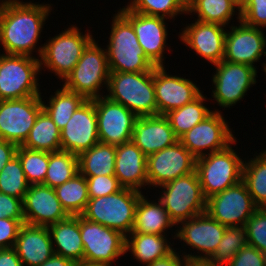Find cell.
<instances>
[{
  "label": "cell",
  "mask_w": 266,
  "mask_h": 266,
  "mask_svg": "<svg viewBox=\"0 0 266 266\" xmlns=\"http://www.w3.org/2000/svg\"><path fill=\"white\" fill-rule=\"evenodd\" d=\"M50 10L49 4L2 0L0 44L6 54L32 56Z\"/></svg>",
  "instance_id": "1"
},
{
  "label": "cell",
  "mask_w": 266,
  "mask_h": 266,
  "mask_svg": "<svg viewBox=\"0 0 266 266\" xmlns=\"http://www.w3.org/2000/svg\"><path fill=\"white\" fill-rule=\"evenodd\" d=\"M106 95L137 117L157 115L154 69L145 72H110Z\"/></svg>",
  "instance_id": "2"
},
{
  "label": "cell",
  "mask_w": 266,
  "mask_h": 266,
  "mask_svg": "<svg viewBox=\"0 0 266 266\" xmlns=\"http://www.w3.org/2000/svg\"><path fill=\"white\" fill-rule=\"evenodd\" d=\"M115 14L107 45L110 72L152 71L155 65L146 57L132 24L119 12Z\"/></svg>",
  "instance_id": "3"
},
{
  "label": "cell",
  "mask_w": 266,
  "mask_h": 266,
  "mask_svg": "<svg viewBox=\"0 0 266 266\" xmlns=\"http://www.w3.org/2000/svg\"><path fill=\"white\" fill-rule=\"evenodd\" d=\"M141 195V191L123 188L110 195L89 198L81 216L128 236L132 232L135 210Z\"/></svg>",
  "instance_id": "4"
},
{
  "label": "cell",
  "mask_w": 266,
  "mask_h": 266,
  "mask_svg": "<svg viewBox=\"0 0 266 266\" xmlns=\"http://www.w3.org/2000/svg\"><path fill=\"white\" fill-rule=\"evenodd\" d=\"M234 151L230 144L224 150L196 158L195 171L206 199L242 180L244 161Z\"/></svg>",
  "instance_id": "5"
},
{
  "label": "cell",
  "mask_w": 266,
  "mask_h": 266,
  "mask_svg": "<svg viewBox=\"0 0 266 266\" xmlns=\"http://www.w3.org/2000/svg\"><path fill=\"white\" fill-rule=\"evenodd\" d=\"M109 68L106 49H102L93 39L83 50L81 58L73 70L65 77L63 87L92 100L100 95V87L108 85ZM104 83V84H103Z\"/></svg>",
  "instance_id": "6"
},
{
  "label": "cell",
  "mask_w": 266,
  "mask_h": 266,
  "mask_svg": "<svg viewBox=\"0 0 266 266\" xmlns=\"http://www.w3.org/2000/svg\"><path fill=\"white\" fill-rule=\"evenodd\" d=\"M40 71V59L34 56L0 54V100L40 96Z\"/></svg>",
  "instance_id": "7"
},
{
  "label": "cell",
  "mask_w": 266,
  "mask_h": 266,
  "mask_svg": "<svg viewBox=\"0 0 266 266\" xmlns=\"http://www.w3.org/2000/svg\"><path fill=\"white\" fill-rule=\"evenodd\" d=\"M79 30L73 25L49 39L41 48L39 47L37 50L41 57L40 69L44 65V68L50 69L63 82L78 63L83 50L93 40L90 32L83 35Z\"/></svg>",
  "instance_id": "8"
},
{
  "label": "cell",
  "mask_w": 266,
  "mask_h": 266,
  "mask_svg": "<svg viewBox=\"0 0 266 266\" xmlns=\"http://www.w3.org/2000/svg\"><path fill=\"white\" fill-rule=\"evenodd\" d=\"M160 187L164 190L158 200L162 202L175 225L206 212L207 199L203 195L196 171Z\"/></svg>",
  "instance_id": "9"
},
{
  "label": "cell",
  "mask_w": 266,
  "mask_h": 266,
  "mask_svg": "<svg viewBox=\"0 0 266 266\" xmlns=\"http://www.w3.org/2000/svg\"><path fill=\"white\" fill-rule=\"evenodd\" d=\"M79 226L84 246L83 262L112 266L116 258L126 253V236L120 231L79 216Z\"/></svg>",
  "instance_id": "10"
},
{
  "label": "cell",
  "mask_w": 266,
  "mask_h": 266,
  "mask_svg": "<svg viewBox=\"0 0 266 266\" xmlns=\"http://www.w3.org/2000/svg\"><path fill=\"white\" fill-rule=\"evenodd\" d=\"M42 110L41 95L0 100V139L22 146Z\"/></svg>",
  "instance_id": "11"
},
{
  "label": "cell",
  "mask_w": 266,
  "mask_h": 266,
  "mask_svg": "<svg viewBox=\"0 0 266 266\" xmlns=\"http://www.w3.org/2000/svg\"><path fill=\"white\" fill-rule=\"evenodd\" d=\"M257 209L242 180L206 201V212L226 227L245 226Z\"/></svg>",
  "instance_id": "12"
},
{
  "label": "cell",
  "mask_w": 266,
  "mask_h": 266,
  "mask_svg": "<svg viewBox=\"0 0 266 266\" xmlns=\"http://www.w3.org/2000/svg\"><path fill=\"white\" fill-rule=\"evenodd\" d=\"M179 142L195 157L218 152L234 145L236 138L233 136L228 122L220 111H213L203 121L193 126L188 132L179 138ZM204 150V151H203Z\"/></svg>",
  "instance_id": "13"
},
{
  "label": "cell",
  "mask_w": 266,
  "mask_h": 266,
  "mask_svg": "<svg viewBox=\"0 0 266 266\" xmlns=\"http://www.w3.org/2000/svg\"><path fill=\"white\" fill-rule=\"evenodd\" d=\"M216 67L212 82L213 98L219 106L227 108L240 101L252 85L256 84V67L222 60Z\"/></svg>",
  "instance_id": "14"
},
{
  "label": "cell",
  "mask_w": 266,
  "mask_h": 266,
  "mask_svg": "<svg viewBox=\"0 0 266 266\" xmlns=\"http://www.w3.org/2000/svg\"><path fill=\"white\" fill-rule=\"evenodd\" d=\"M99 140L118 146L132 140L137 116L122 104L106 96L94 99Z\"/></svg>",
  "instance_id": "15"
},
{
  "label": "cell",
  "mask_w": 266,
  "mask_h": 266,
  "mask_svg": "<svg viewBox=\"0 0 266 266\" xmlns=\"http://www.w3.org/2000/svg\"><path fill=\"white\" fill-rule=\"evenodd\" d=\"M196 158L179 141L147 157L148 186H160L195 172Z\"/></svg>",
  "instance_id": "16"
},
{
  "label": "cell",
  "mask_w": 266,
  "mask_h": 266,
  "mask_svg": "<svg viewBox=\"0 0 266 266\" xmlns=\"http://www.w3.org/2000/svg\"><path fill=\"white\" fill-rule=\"evenodd\" d=\"M61 150L79 155L99 140L94 99L86 100L60 130Z\"/></svg>",
  "instance_id": "17"
},
{
  "label": "cell",
  "mask_w": 266,
  "mask_h": 266,
  "mask_svg": "<svg viewBox=\"0 0 266 266\" xmlns=\"http://www.w3.org/2000/svg\"><path fill=\"white\" fill-rule=\"evenodd\" d=\"M237 18L239 26L226 32L223 60L255 67L262 55L266 57V37L262 29L245 24L239 13Z\"/></svg>",
  "instance_id": "18"
},
{
  "label": "cell",
  "mask_w": 266,
  "mask_h": 266,
  "mask_svg": "<svg viewBox=\"0 0 266 266\" xmlns=\"http://www.w3.org/2000/svg\"><path fill=\"white\" fill-rule=\"evenodd\" d=\"M180 229L174 237L183 240L188 246L197 249L204 255L184 254L186 258L208 259L218 247L226 226L213 219L207 212L196 215L191 219L180 222Z\"/></svg>",
  "instance_id": "19"
},
{
  "label": "cell",
  "mask_w": 266,
  "mask_h": 266,
  "mask_svg": "<svg viewBox=\"0 0 266 266\" xmlns=\"http://www.w3.org/2000/svg\"><path fill=\"white\" fill-rule=\"evenodd\" d=\"M133 26L146 57L155 65L163 66L167 29L165 18L131 11L127 6L119 11Z\"/></svg>",
  "instance_id": "20"
},
{
  "label": "cell",
  "mask_w": 266,
  "mask_h": 266,
  "mask_svg": "<svg viewBox=\"0 0 266 266\" xmlns=\"http://www.w3.org/2000/svg\"><path fill=\"white\" fill-rule=\"evenodd\" d=\"M154 87L160 115L192 102L202 93L191 80L167 74L164 65L154 67Z\"/></svg>",
  "instance_id": "21"
},
{
  "label": "cell",
  "mask_w": 266,
  "mask_h": 266,
  "mask_svg": "<svg viewBox=\"0 0 266 266\" xmlns=\"http://www.w3.org/2000/svg\"><path fill=\"white\" fill-rule=\"evenodd\" d=\"M23 214L25 224L47 227L69 216L54 188L43 184L29 185L23 200Z\"/></svg>",
  "instance_id": "22"
},
{
  "label": "cell",
  "mask_w": 266,
  "mask_h": 266,
  "mask_svg": "<svg viewBox=\"0 0 266 266\" xmlns=\"http://www.w3.org/2000/svg\"><path fill=\"white\" fill-rule=\"evenodd\" d=\"M225 26L217 23L195 21L184 28L179 34L183 44L190 47L198 55L213 65L224 58L226 32Z\"/></svg>",
  "instance_id": "23"
},
{
  "label": "cell",
  "mask_w": 266,
  "mask_h": 266,
  "mask_svg": "<svg viewBox=\"0 0 266 266\" xmlns=\"http://www.w3.org/2000/svg\"><path fill=\"white\" fill-rule=\"evenodd\" d=\"M179 139L165 115L138 117L134 124L132 142L148 157L166 147L174 145Z\"/></svg>",
  "instance_id": "24"
},
{
  "label": "cell",
  "mask_w": 266,
  "mask_h": 266,
  "mask_svg": "<svg viewBox=\"0 0 266 266\" xmlns=\"http://www.w3.org/2000/svg\"><path fill=\"white\" fill-rule=\"evenodd\" d=\"M23 266H39L55 253L47 226L23 224L14 246Z\"/></svg>",
  "instance_id": "25"
},
{
  "label": "cell",
  "mask_w": 266,
  "mask_h": 266,
  "mask_svg": "<svg viewBox=\"0 0 266 266\" xmlns=\"http://www.w3.org/2000/svg\"><path fill=\"white\" fill-rule=\"evenodd\" d=\"M115 176L124 188L140 191L148 185L147 156L132 140L116 146Z\"/></svg>",
  "instance_id": "26"
},
{
  "label": "cell",
  "mask_w": 266,
  "mask_h": 266,
  "mask_svg": "<svg viewBox=\"0 0 266 266\" xmlns=\"http://www.w3.org/2000/svg\"><path fill=\"white\" fill-rule=\"evenodd\" d=\"M48 229L55 254L77 263L83 262L84 246L80 234L79 216H68L64 220L49 225Z\"/></svg>",
  "instance_id": "27"
},
{
  "label": "cell",
  "mask_w": 266,
  "mask_h": 266,
  "mask_svg": "<svg viewBox=\"0 0 266 266\" xmlns=\"http://www.w3.org/2000/svg\"><path fill=\"white\" fill-rule=\"evenodd\" d=\"M150 202L143 194L137 203L131 233L165 235V230L175 226L162 202Z\"/></svg>",
  "instance_id": "28"
},
{
  "label": "cell",
  "mask_w": 266,
  "mask_h": 266,
  "mask_svg": "<svg viewBox=\"0 0 266 266\" xmlns=\"http://www.w3.org/2000/svg\"><path fill=\"white\" fill-rule=\"evenodd\" d=\"M128 235L126 236V252L130 250L135 257L134 259L146 266L174 251L165 235L143 233H130Z\"/></svg>",
  "instance_id": "29"
},
{
  "label": "cell",
  "mask_w": 266,
  "mask_h": 266,
  "mask_svg": "<svg viewBox=\"0 0 266 266\" xmlns=\"http://www.w3.org/2000/svg\"><path fill=\"white\" fill-rule=\"evenodd\" d=\"M116 146L98 142L78 155L79 173L83 176L115 175Z\"/></svg>",
  "instance_id": "30"
},
{
  "label": "cell",
  "mask_w": 266,
  "mask_h": 266,
  "mask_svg": "<svg viewBox=\"0 0 266 266\" xmlns=\"http://www.w3.org/2000/svg\"><path fill=\"white\" fill-rule=\"evenodd\" d=\"M22 147L49 153L61 150L60 129L44 109L38 114Z\"/></svg>",
  "instance_id": "31"
},
{
  "label": "cell",
  "mask_w": 266,
  "mask_h": 266,
  "mask_svg": "<svg viewBox=\"0 0 266 266\" xmlns=\"http://www.w3.org/2000/svg\"><path fill=\"white\" fill-rule=\"evenodd\" d=\"M205 100L201 93L192 102L165 114L178 139L213 112L205 106Z\"/></svg>",
  "instance_id": "32"
},
{
  "label": "cell",
  "mask_w": 266,
  "mask_h": 266,
  "mask_svg": "<svg viewBox=\"0 0 266 266\" xmlns=\"http://www.w3.org/2000/svg\"><path fill=\"white\" fill-rule=\"evenodd\" d=\"M62 208L69 216H80L89 201L86 178L78 173L54 188Z\"/></svg>",
  "instance_id": "33"
},
{
  "label": "cell",
  "mask_w": 266,
  "mask_h": 266,
  "mask_svg": "<svg viewBox=\"0 0 266 266\" xmlns=\"http://www.w3.org/2000/svg\"><path fill=\"white\" fill-rule=\"evenodd\" d=\"M235 9L240 8L231 0H190L187 3V13H197L198 21L217 23L226 27L234 16Z\"/></svg>",
  "instance_id": "34"
},
{
  "label": "cell",
  "mask_w": 266,
  "mask_h": 266,
  "mask_svg": "<svg viewBox=\"0 0 266 266\" xmlns=\"http://www.w3.org/2000/svg\"><path fill=\"white\" fill-rule=\"evenodd\" d=\"M260 154V155H259ZM243 163L242 181L258 208H266V153Z\"/></svg>",
  "instance_id": "35"
},
{
  "label": "cell",
  "mask_w": 266,
  "mask_h": 266,
  "mask_svg": "<svg viewBox=\"0 0 266 266\" xmlns=\"http://www.w3.org/2000/svg\"><path fill=\"white\" fill-rule=\"evenodd\" d=\"M86 100L83 95L69 91L62 86L61 89L56 90L54 96L49 98V104H45L43 101L42 104L43 109L61 130Z\"/></svg>",
  "instance_id": "36"
},
{
  "label": "cell",
  "mask_w": 266,
  "mask_h": 266,
  "mask_svg": "<svg viewBox=\"0 0 266 266\" xmlns=\"http://www.w3.org/2000/svg\"><path fill=\"white\" fill-rule=\"evenodd\" d=\"M78 173V155L63 150L50 152L43 185L55 188L72 179Z\"/></svg>",
  "instance_id": "37"
},
{
  "label": "cell",
  "mask_w": 266,
  "mask_h": 266,
  "mask_svg": "<svg viewBox=\"0 0 266 266\" xmlns=\"http://www.w3.org/2000/svg\"><path fill=\"white\" fill-rule=\"evenodd\" d=\"M247 245L248 239L245 226L226 227L218 247L208 259L218 265L226 266Z\"/></svg>",
  "instance_id": "38"
},
{
  "label": "cell",
  "mask_w": 266,
  "mask_h": 266,
  "mask_svg": "<svg viewBox=\"0 0 266 266\" xmlns=\"http://www.w3.org/2000/svg\"><path fill=\"white\" fill-rule=\"evenodd\" d=\"M16 156L19 158L28 184H43L47 174L49 152L30 150L18 146Z\"/></svg>",
  "instance_id": "39"
},
{
  "label": "cell",
  "mask_w": 266,
  "mask_h": 266,
  "mask_svg": "<svg viewBox=\"0 0 266 266\" xmlns=\"http://www.w3.org/2000/svg\"><path fill=\"white\" fill-rule=\"evenodd\" d=\"M127 7L136 13L149 16L169 17L174 19L178 14H187L184 0H131Z\"/></svg>",
  "instance_id": "40"
},
{
  "label": "cell",
  "mask_w": 266,
  "mask_h": 266,
  "mask_svg": "<svg viewBox=\"0 0 266 266\" xmlns=\"http://www.w3.org/2000/svg\"><path fill=\"white\" fill-rule=\"evenodd\" d=\"M28 188L19 158L15 156L0 172V192L24 200Z\"/></svg>",
  "instance_id": "41"
},
{
  "label": "cell",
  "mask_w": 266,
  "mask_h": 266,
  "mask_svg": "<svg viewBox=\"0 0 266 266\" xmlns=\"http://www.w3.org/2000/svg\"><path fill=\"white\" fill-rule=\"evenodd\" d=\"M248 245L266 254V208H258L245 224Z\"/></svg>",
  "instance_id": "42"
},
{
  "label": "cell",
  "mask_w": 266,
  "mask_h": 266,
  "mask_svg": "<svg viewBox=\"0 0 266 266\" xmlns=\"http://www.w3.org/2000/svg\"><path fill=\"white\" fill-rule=\"evenodd\" d=\"M87 182L89 198H98L113 194L124 187L115 175L84 176Z\"/></svg>",
  "instance_id": "43"
},
{
  "label": "cell",
  "mask_w": 266,
  "mask_h": 266,
  "mask_svg": "<svg viewBox=\"0 0 266 266\" xmlns=\"http://www.w3.org/2000/svg\"><path fill=\"white\" fill-rule=\"evenodd\" d=\"M240 18L249 26L266 27V0H247L240 10Z\"/></svg>",
  "instance_id": "44"
},
{
  "label": "cell",
  "mask_w": 266,
  "mask_h": 266,
  "mask_svg": "<svg viewBox=\"0 0 266 266\" xmlns=\"http://www.w3.org/2000/svg\"><path fill=\"white\" fill-rule=\"evenodd\" d=\"M227 266H266V254L247 245L232 258Z\"/></svg>",
  "instance_id": "45"
},
{
  "label": "cell",
  "mask_w": 266,
  "mask_h": 266,
  "mask_svg": "<svg viewBox=\"0 0 266 266\" xmlns=\"http://www.w3.org/2000/svg\"><path fill=\"white\" fill-rule=\"evenodd\" d=\"M24 219L0 218V249L15 246Z\"/></svg>",
  "instance_id": "46"
},
{
  "label": "cell",
  "mask_w": 266,
  "mask_h": 266,
  "mask_svg": "<svg viewBox=\"0 0 266 266\" xmlns=\"http://www.w3.org/2000/svg\"><path fill=\"white\" fill-rule=\"evenodd\" d=\"M0 218L24 219L23 200L0 192Z\"/></svg>",
  "instance_id": "47"
},
{
  "label": "cell",
  "mask_w": 266,
  "mask_h": 266,
  "mask_svg": "<svg viewBox=\"0 0 266 266\" xmlns=\"http://www.w3.org/2000/svg\"><path fill=\"white\" fill-rule=\"evenodd\" d=\"M17 148L16 144L0 139V172L16 156Z\"/></svg>",
  "instance_id": "48"
},
{
  "label": "cell",
  "mask_w": 266,
  "mask_h": 266,
  "mask_svg": "<svg viewBox=\"0 0 266 266\" xmlns=\"http://www.w3.org/2000/svg\"><path fill=\"white\" fill-rule=\"evenodd\" d=\"M0 266H23L14 247L0 249Z\"/></svg>",
  "instance_id": "49"
},
{
  "label": "cell",
  "mask_w": 266,
  "mask_h": 266,
  "mask_svg": "<svg viewBox=\"0 0 266 266\" xmlns=\"http://www.w3.org/2000/svg\"><path fill=\"white\" fill-rule=\"evenodd\" d=\"M186 259L187 258L184 256L180 258L179 254L174 250L166 257L155 260L154 262L150 263L148 266H184Z\"/></svg>",
  "instance_id": "50"
},
{
  "label": "cell",
  "mask_w": 266,
  "mask_h": 266,
  "mask_svg": "<svg viewBox=\"0 0 266 266\" xmlns=\"http://www.w3.org/2000/svg\"><path fill=\"white\" fill-rule=\"evenodd\" d=\"M77 262L64 258L61 255L54 254L51 258L40 264L39 266H76Z\"/></svg>",
  "instance_id": "51"
},
{
  "label": "cell",
  "mask_w": 266,
  "mask_h": 266,
  "mask_svg": "<svg viewBox=\"0 0 266 266\" xmlns=\"http://www.w3.org/2000/svg\"><path fill=\"white\" fill-rule=\"evenodd\" d=\"M184 266H221L206 258H187Z\"/></svg>",
  "instance_id": "52"
},
{
  "label": "cell",
  "mask_w": 266,
  "mask_h": 266,
  "mask_svg": "<svg viewBox=\"0 0 266 266\" xmlns=\"http://www.w3.org/2000/svg\"><path fill=\"white\" fill-rule=\"evenodd\" d=\"M76 266H110V265L97 264V263H88V262H80V263H77Z\"/></svg>",
  "instance_id": "53"
},
{
  "label": "cell",
  "mask_w": 266,
  "mask_h": 266,
  "mask_svg": "<svg viewBox=\"0 0 266 266\" xmlns=\"http://www.w3.org/2000/svg\"><path fill=\"white\" fill-rule=\"evenodd\" d=\"M232 2H234L241 10V8L245 5L247 0H231Z\"/></svg>",
  "instance_id": "54"
},
{
  "label": "cell",
  "mask_w": 266,
  "mask_h": 266,
  "mask_svg": "<svg viewBox=\"0 0 266 266\" xmlns=\"http://www.w3.org/2000/svg\"><path fill=\"white\" fill-rule=\"evenodd\" d=\"M263 70L266 73V63L263 64Z\"/></svg>",
  "instance_id": "55"
}]
</instances>
